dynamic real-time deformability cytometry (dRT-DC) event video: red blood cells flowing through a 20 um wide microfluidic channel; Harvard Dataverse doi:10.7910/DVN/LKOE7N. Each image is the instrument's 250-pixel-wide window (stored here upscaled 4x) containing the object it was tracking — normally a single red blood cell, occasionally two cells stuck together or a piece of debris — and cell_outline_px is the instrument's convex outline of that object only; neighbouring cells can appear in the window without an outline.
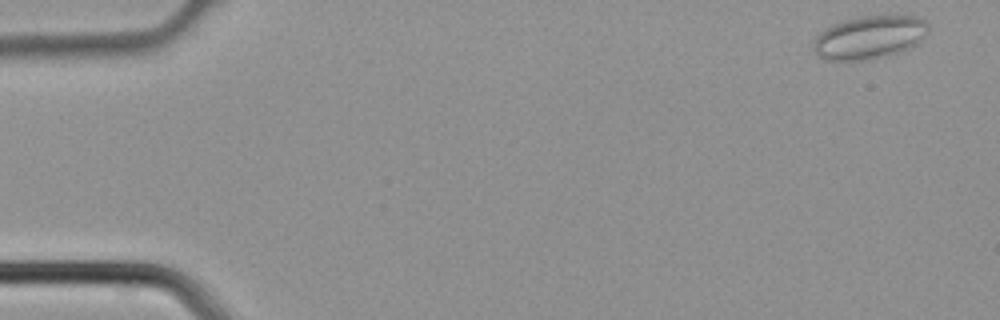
{"species": "common noctule bat (a hibernating species)", "species_latin": "Nyctalus noctula", "temperature_condition": "cold", "stored_images_in_passage": 6, "segment_of_instrument_passage": [1, 2], "camera_frame_rate_fps": 3000, "um_per_image_px": 0.085, "animal": {"sex": "male", "body_mass_g": 21.5, "forearm_length_mm": 52.0}, "frame": {"image": 1, "passage_image": 1, "time_ms": 0.0, "image_size_px": [1000, 320], "cell_outline_px": [[928, 32], [916, 44], [900, 52], [888, 56], [864, 60], [824, 60], [816, 56], [812, 48], [812, 40], [824, 28], [832, 24], [844, 20], [860, 16], [916, 16], [924, 20], [928, 24]], "centroid_in_image_um": [73.84, 3.18], "position_along_channel_um": 11.2, "area_um2": 29.19}}
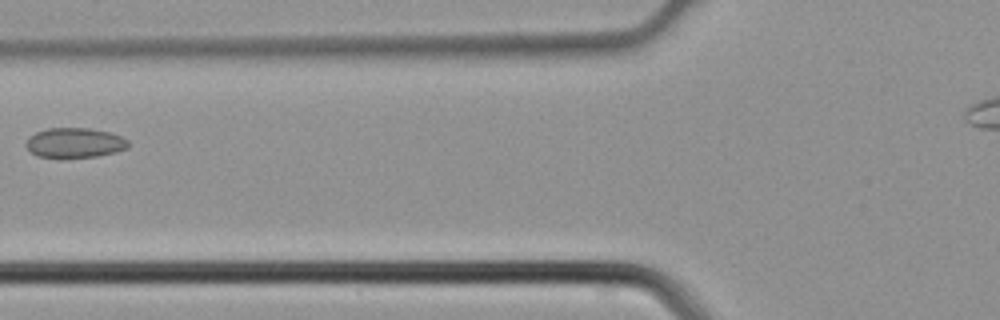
{"frame": {"image": 2, "passage_image": 5, "time_ms": 1.333, "image_size_px": [1000, 320], "cell_outline_px": [[128, 148], [116, 152], [96, 156], [60, 160], [36, 156], [24, 144], [28, 136], [36, 132], [48, 128], [88, 128], [108, 132], [120, 136], [128, 140]], "centroid_in_image_um": [6.29, 12.17], "position_along_channel_um": 119.5, "area_um2": 18.32}}